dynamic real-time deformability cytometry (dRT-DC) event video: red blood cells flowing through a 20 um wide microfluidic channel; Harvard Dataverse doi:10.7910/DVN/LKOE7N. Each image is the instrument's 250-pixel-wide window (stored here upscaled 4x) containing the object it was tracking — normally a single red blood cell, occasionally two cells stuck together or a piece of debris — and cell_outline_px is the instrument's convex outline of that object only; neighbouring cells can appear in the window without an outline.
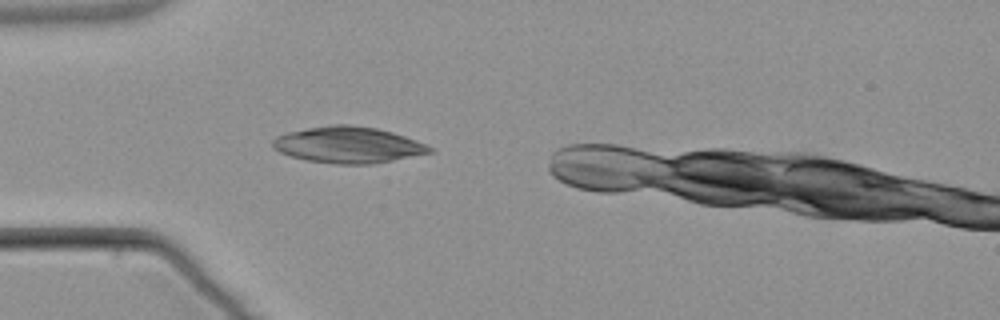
{"species": "common noctule bat (a hibernating species)", "species_latin": "Nyctalus noctula", "temperature_condition": "warm", "stored_images_in_passage": 1, "camera_frame_rate_fps": 3000, "um_per_image_px": 0.085, "animal": {"sex": "male", "body_mass_g": 21.5, "forearm_length_mm": 52.0}, "frame": {"image": 1, "passage_image": 1, "time_ms": 0.0, "image_size_px": [1000, 320], "cell_outline_px": [[432, 152], [372, 164], [336, 164], [304, 160], [280, 152], [272, 148], [272, 140], [276, 136], [288, 132], [308, 128], [332, 124], [348, 124], [376, 128], [392, 132], [416, 140], [432, 148]], "centroid_in_image_um": [29.54, 12.31], "position_along_channel_um": 55.5, "area_um2": 33.0}}